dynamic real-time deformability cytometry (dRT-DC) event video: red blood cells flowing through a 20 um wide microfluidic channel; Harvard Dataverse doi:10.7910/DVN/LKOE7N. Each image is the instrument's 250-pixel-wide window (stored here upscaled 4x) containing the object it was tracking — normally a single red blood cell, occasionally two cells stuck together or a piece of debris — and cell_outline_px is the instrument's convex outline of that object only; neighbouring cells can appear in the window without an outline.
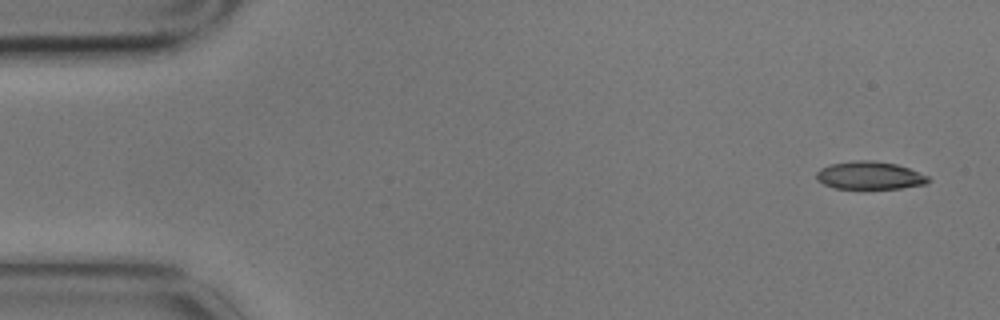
{"species": "common noctule bat (a hibernating species)", "species_latin": "Nyctalus noctula", "temperature_condition": "cold", "stored_images_in_passage": 5, "camera_frame_rate_fps": 3000, "um_per_image_px": 0.085, "animal": {"sex": "male", "body_mass_g": 17.9}, "frame": {"image": 1, "passage_image": 1, "time_ms": 0.0, "image_size_px": [1000, 320], "cell_outline_px": [[932, 180], [928, 184], [900, 188], [832, 188], [816, 180], [816, 172], [820, 168], [828, 164], [856, 160], [872, 160], [896, 164], [908, 168], [928, 176]], "centroid_in_image_um": [73.91, 14.91], "position_along_channel_um": 11.1, "area_um2": 18.26}}
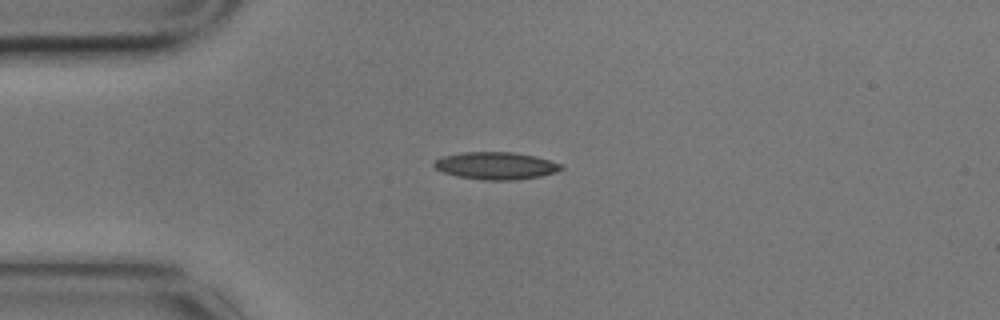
{"frame": {"image": 2, "passage_image": 4, "time_ms": 1.0, "image_size_px": [1000, 320], "cell_outline_px": [[564, 168], [556, 172], [540, 176], [516, 180], [480, 180], [456, 176], [444, 172], [436, 168], [432, 164], [436, 160], [444, 156], [464, 152], [512, 152], [536, 156], [560, 164]], "centroid_in_image_um": [42.15, 14.09], "position_along_channel_um": 42.8, "area_um2": 20.17}}